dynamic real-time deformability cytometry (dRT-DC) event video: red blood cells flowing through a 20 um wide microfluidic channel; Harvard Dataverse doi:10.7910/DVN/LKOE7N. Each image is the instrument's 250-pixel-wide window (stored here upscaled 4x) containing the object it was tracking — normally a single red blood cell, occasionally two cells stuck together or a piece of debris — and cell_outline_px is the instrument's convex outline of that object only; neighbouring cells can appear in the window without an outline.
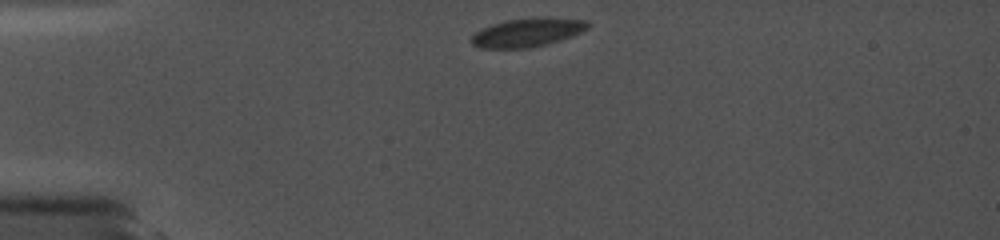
{"species": "common noctule bat (a hibernating species)", "species_latin": "Nyctalus noctula", "temperature_condition": "cold", "stored_images_in_passage": 33, "camera_frame_rate_fps": 5000, "um_per_image_px": 0.085, "animal": {"sex": "female", "body_mass_g": 19.0, "forearm_length_mm": 56.7}, "frame": {"image": 1, "passage_image": 1, "time_ms": 0.0, "image_size_px": [1000, 240], "cell_outline_px": [[588, 28], [580, 32], [560, 40], [528, 48], [480, 48], [472, 44], [472, 36], [476, 32], [492, 24], [508, 20], [548, 16], [588, 20]], "centroid_in_image_um": [44.85, 2.74], "position_along_channel_um": 40.1, "area_um2": 19.25}}
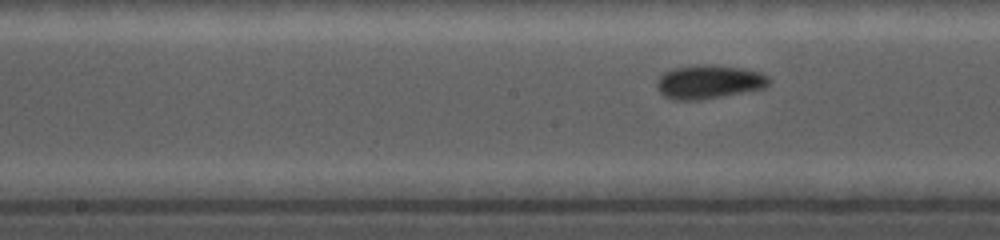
{"frame": {"image": 2, "passage_image": 18, "time_ms": 5.0, "image_size_px": [1000, 240], "cell_outline_px": [[772, 80], [764, 88], [700, 100], [672, 100], [664, 96], [656, 88], [656, 80], [664, 72], [672, 68], [696, 64], [708, 64], [740, 68], [760, 72], [768, 76]], "centroid_in_image_um": [60.21, 6.95], "position_along_channel_um": 188.0, "area_um2": 22.2}}
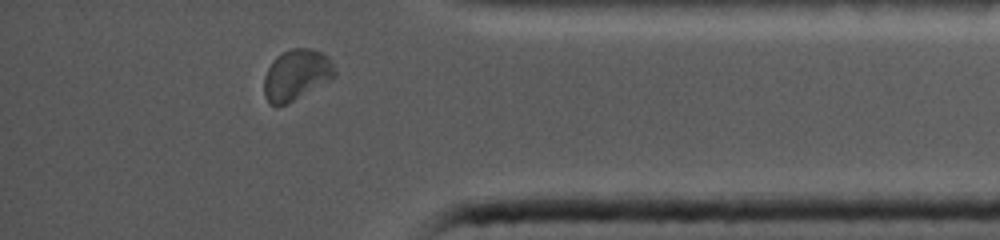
{"frame": {"image": 3, "passage_image": 29, "time_ms": 11.0, "image_size_px": [1000, 240], "cell_outline_px": [[336, 76], [292, 100], [276, 108], [268, 104], [264, 96], [264, 76], [268, 68], [276, 56], [292, 48], [312, 48], [328, 56], [336, 68]], "centroid_in_image_um": [25.17, 6.36], "position_along_channel_um": 410.0, "area_um2": 20.81}}